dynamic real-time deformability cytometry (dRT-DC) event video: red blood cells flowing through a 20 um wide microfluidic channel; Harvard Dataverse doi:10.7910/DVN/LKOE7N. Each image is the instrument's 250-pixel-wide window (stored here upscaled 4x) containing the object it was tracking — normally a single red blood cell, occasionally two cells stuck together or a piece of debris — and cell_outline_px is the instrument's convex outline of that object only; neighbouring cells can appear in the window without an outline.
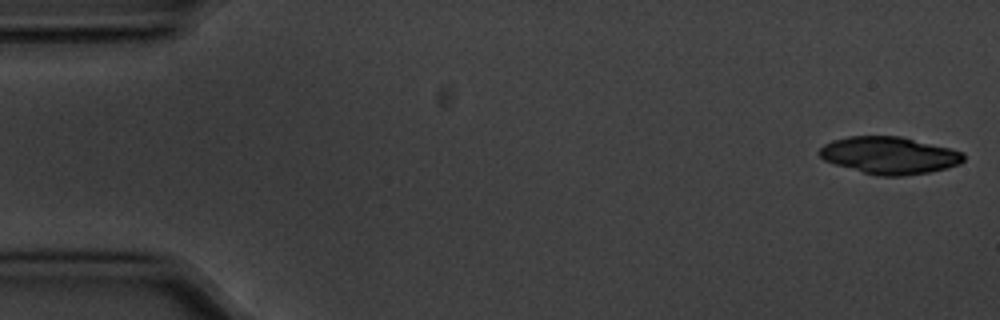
{"species": "common noctule bat (a hibernating species)", "species_latin": "Nyctalus noctula", "temperature_condition": "cold", "stored_images_in_passage": 4, "camera_frame_rate_fps": 3000, "um_per_image_px": 0.085, "animal": {"sex": "male", "body_mass_g": 20.1, "forearm_length_mm": 53.5}, "frame": {"image": 1, "passage_image": 1, "time_ms": 0.0, "image_size_px": [1000, 320], "cell_outline_px": [[964, 160], [960, 164], [948, 168], [928, 172], [900, 176], [880, 176], [864, 172], [836, 164], [824, 160], [816, 152], [824, 144], [832, 140], [848, 136], [900, 136], [952, 148], [964, 152]], "centroid_in_image_um": [75.62, 13.19], "position_along_channel_um": 9.4, "area_um2": 31.27}}